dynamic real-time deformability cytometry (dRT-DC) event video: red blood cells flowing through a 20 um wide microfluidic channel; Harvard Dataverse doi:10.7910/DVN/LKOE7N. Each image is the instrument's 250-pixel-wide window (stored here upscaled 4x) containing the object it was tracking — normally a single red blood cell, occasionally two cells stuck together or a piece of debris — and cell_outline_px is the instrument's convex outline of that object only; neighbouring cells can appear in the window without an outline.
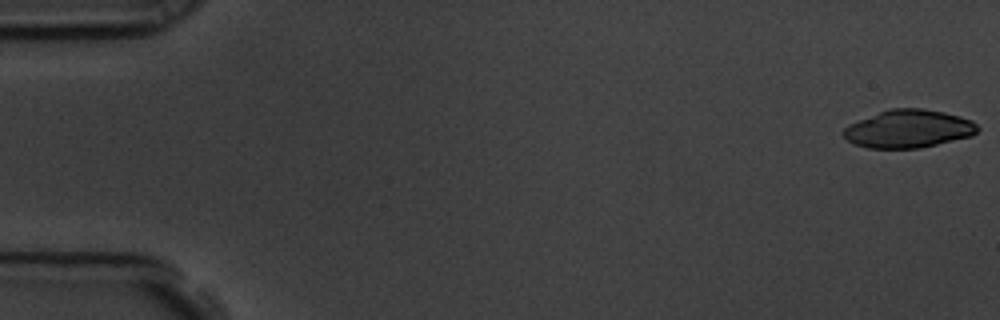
{"species": "common noctule bat (a hibernating species)", "species_latin": "Nyctalus noctula", "temperature_condition": "room temperature", "stored_images_in_passage": 8, "camera_frame_rate_fps": 3000, "um_per_image_px": 0.085, "animal": {"sex": "male", "body_mass_g": 19.5, "forearm_length_mm": 54.6}, "frame": {"image": 1, "passage_image": 1, "time_ms": 0.0, "image_size_px": [1000, 320], "cell_outline_px": [[980, 128], [972, 136], [920, 148], [868, 148], [856, 144], [848, 140], [844, 136], [844, 128], [848, 124], [880, 112], [892, 108], [924, 108], [944, 112], [960, 116], [972, 120]], "centroid_in_image_um": [77.26, 10.95], "position_along_channel_um": 7.7, "area_um2": 29.54}}